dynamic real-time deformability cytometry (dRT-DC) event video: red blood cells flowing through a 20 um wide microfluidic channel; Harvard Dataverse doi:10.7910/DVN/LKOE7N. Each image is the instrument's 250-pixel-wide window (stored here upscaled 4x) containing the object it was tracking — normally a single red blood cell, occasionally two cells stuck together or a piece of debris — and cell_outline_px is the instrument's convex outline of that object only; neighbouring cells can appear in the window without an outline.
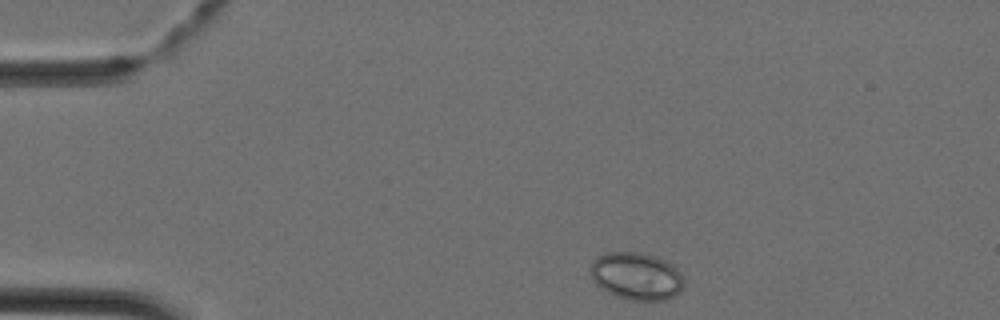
{"species": "Egyptian fruit bat (a non-hibernating species)", "species_latin": "Rousettus aegyptiacus", "temperature_condition": "cold", "stored_images_in_passage": 37, "camera_frame_rate_fps": 3000, "um_per_image_px": 0.085, "animal": {"sex": "female"}, "frame": {"image": 1, "passage_image": 1, "time_ms": 0.0, "image_size_px": [1000, 320], "cell_outline_px": [[684, 288], [676, 296], [664, 300], [628, 300], [616, 296], [600, 288], [596, 284], [588, 268], [592, 260], [596, 256], [604, 252], [640, 252], [664, 260], [672, 264], [680, 272], [684, 280]], "centroid_in_image_um": [54.08, 23.47], "position_along_channel_um": 30.9, "area_um2": 26.24}}
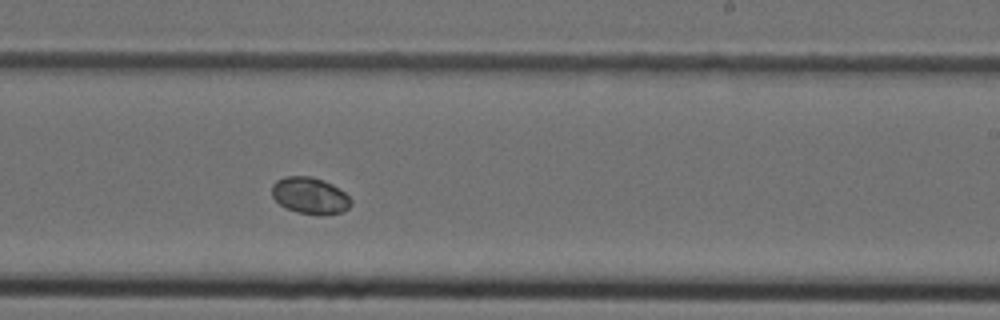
{"frame": {"image": 2, "passage_image": 20, "time_ms": 6.333, "image_size_px": [1000, 320], "cell_outline_px": [[352, 204], [348, 208], [340, 212], [320, 216], [296, 212], [280, 204], [272, 196], [272, 184], [276, 180], [284, 176], [308, 176], [324, 180], [332, 184], [344, 192], [352, 200]], "centroid_in_image_um": [26.34, 16.63], "position_along_channel_um": 262.7, "area_um2": 16.94}}
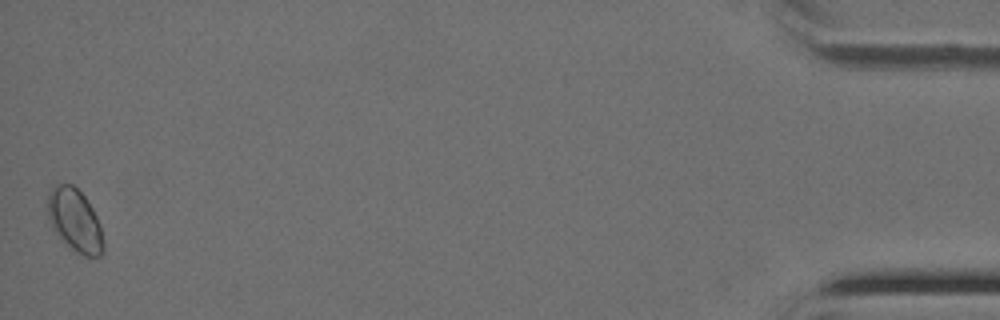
{"frame": {"image": 3, "passage_image": 37, "time_ms": 12.0, "image_size_px": [1000, 320], "cell_outline_px": [[104, 252], [100, 256], [84, 256], [72, 248], [52, 228], [48, 216], [48, 192], [56, 184], [72, 184], [84, 196], [92, 208], [96, 216], [104, 240]], "centroid_in_image_um": [6.37, 18.72], "position_along_channel_um": 428.8, "area_um2": 20.0}}